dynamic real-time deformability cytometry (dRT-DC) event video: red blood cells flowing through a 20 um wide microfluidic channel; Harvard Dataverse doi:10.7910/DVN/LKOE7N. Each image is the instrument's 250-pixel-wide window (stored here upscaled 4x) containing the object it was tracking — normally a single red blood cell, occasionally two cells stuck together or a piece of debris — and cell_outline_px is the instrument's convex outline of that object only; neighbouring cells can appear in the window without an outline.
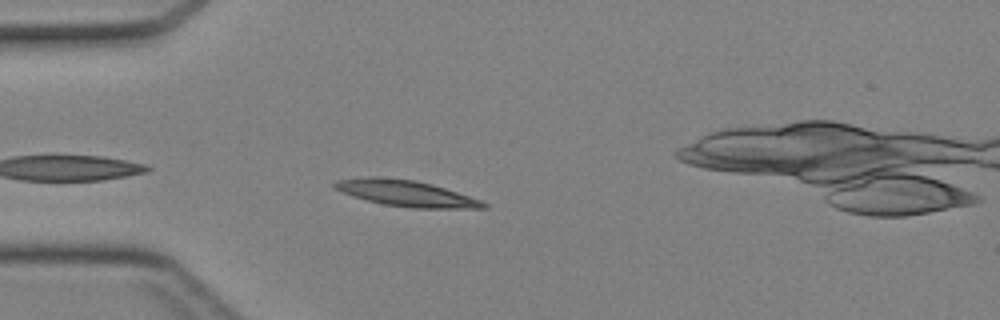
{"species": "Egyptian fruit bat (a non-hibernating species)", "species_latin": "Rousettus aegyptiacus", "temperature_condition": "cold", "stored_images_in_passage": 15, "camera_frame_rate_fps": 3000, "um_per_image_px": 0.085, "animal": {"sex": "female"}, "frame": {"image": 1, "passage_image": 3, "time_ms": 0.667, "image_size_px": [1000, 320], "cell_outline_px": [[488, 208], [412, 208], [384, 204], [352, 196], [332, 188], [332, 184], [336, 180], [368, 176], [376, 176], [416, 180], [432, 184], [480, 200], [488, 204]], "centroid_in_image_um": [34.46, 16.42], "position_along_channel_um": 50.5, "area_um2": 22.54}}
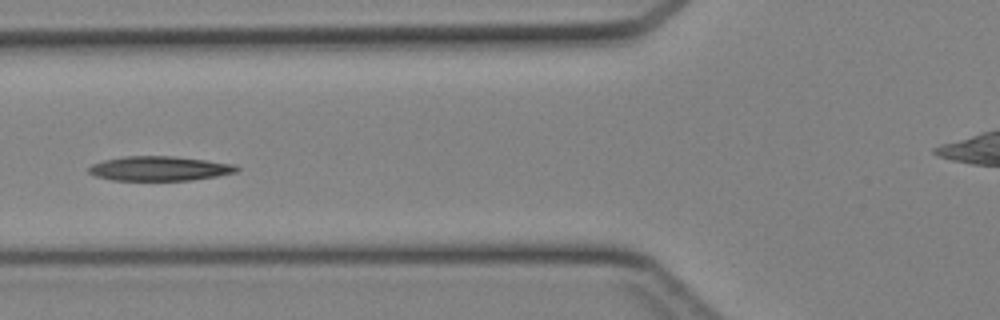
{"frame": {"image": 2, "passage_image": 8, "time_ms": 2.333, "image_size_px": [1000, 320], "cell_outline_px": [[240, 168], [236, 172], [216, 176], [192, 180], [112, 180], [96, 176], [88, 172], [88, 168], [92, 164], [104, 160], [124, 156], [172, 156], [236, 164]], "centroid_in_image_um": [13.55, 14.32], "position_along_channel_um": 112.2, "area_um2": 21.04}}
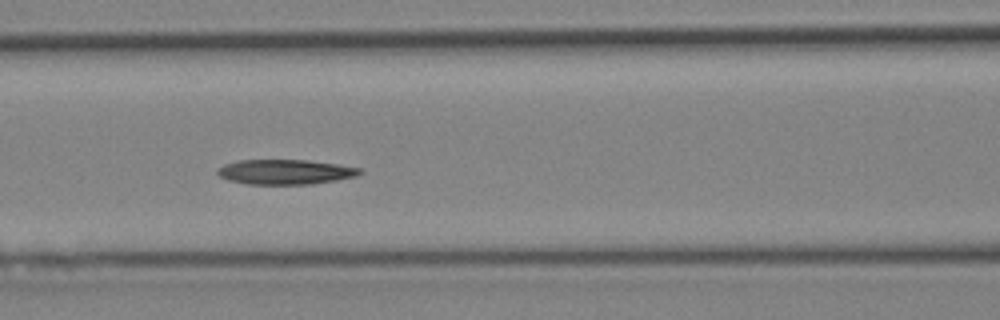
{"frame": {"image": 3, "passage_image": 10, "time_ms": 3.0, "image_size_px": [1000, 320], "cell_outline_px": [[364, 172], [356, 176], [336, 180], [312, 184], [248, 184], [228, 180], [220, 176], [216, 172], [216, 168], [224, 164], [236, 160], [308, 160], [336, 164], [360, 168]], "centroid_in_image_um": [24.22, 14.61], "position_along_channel_um": 142.4, "area_um2": 20.69}}